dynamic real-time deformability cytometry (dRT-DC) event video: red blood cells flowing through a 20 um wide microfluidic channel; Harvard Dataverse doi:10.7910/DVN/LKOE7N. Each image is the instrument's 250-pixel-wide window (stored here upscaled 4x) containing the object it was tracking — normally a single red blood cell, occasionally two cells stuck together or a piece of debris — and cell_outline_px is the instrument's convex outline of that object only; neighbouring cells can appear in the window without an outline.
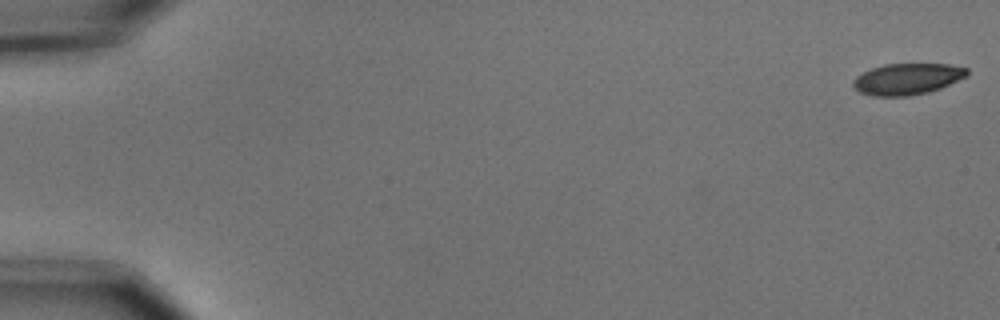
{"species": "common noctule bat (a hibernating species)", "species_latin": "Nyctalus noctula", "temperature_condition": "cold", "stored_images_in_passage": 5, "camera_frame_rate_fps": 3000, "um_per_image_px": 0.085, "animal": {"sex": "male", "body_mass_g": 15.6}, "frame": {"image": 1, "passage_image": 1, "time_ms": 0.0, "image_size_px": [1000, 320], "cell_outline_px": [[968, 76], [940, 88], [928, 92], [908, 96], [872, 96], [860, 92], [852, 84], [852, 80], [856, 76], [872, 68], [884, 64], [948, 64], [968, 68]], "centroid_in_image_um": [77.12, 6.71], "position_along_channel_um": 7.9, "area_um2": 20.75}}